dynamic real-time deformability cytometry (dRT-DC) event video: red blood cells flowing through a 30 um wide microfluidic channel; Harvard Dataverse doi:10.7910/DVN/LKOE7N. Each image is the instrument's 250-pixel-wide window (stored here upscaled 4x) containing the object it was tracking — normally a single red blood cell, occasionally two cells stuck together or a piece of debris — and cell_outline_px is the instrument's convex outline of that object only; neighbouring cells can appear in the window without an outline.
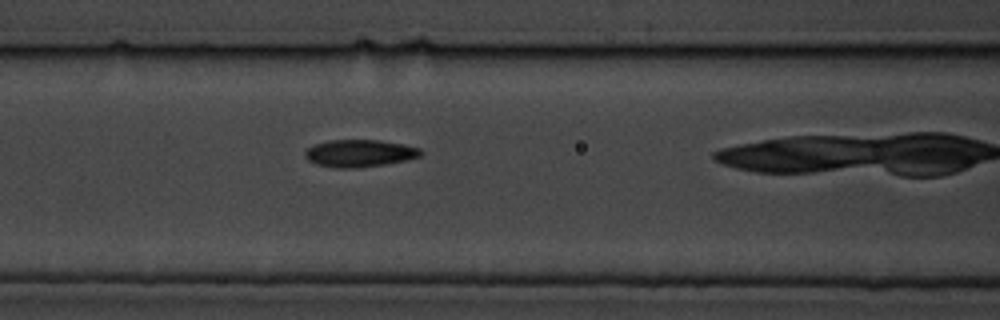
{"species": "common noctule bat (a hibernating species)", "species_latin": "Nyctalus noctula", "temperature_condition": "cold", "stored_images_in_passage": 4, "camera_frame_rate_fps": 3000, "um_per_image_px": 0.085, "animal": {"sex": "male", "body_mass_g": 19.5, "forearm_length_mm": 54.6}, "frame": {"image": 1, "passage_image": 3, "time_ms": 2.0, "image_size_px": [1000, 320], "cell_outline_px": [[424, 152], [420, 156], [408, 160], [384, 164], [356, 168], [336, 168], [316, 164], [308, 160], [304, 156], [304, 152], [312, 144], [328, 140], [380, 140], [404, 144], [420, 148]], "centroid_in_image_um": [30.56, 13.02], "position_along_channel_um": 136.0, "area_um2": 18.61}}